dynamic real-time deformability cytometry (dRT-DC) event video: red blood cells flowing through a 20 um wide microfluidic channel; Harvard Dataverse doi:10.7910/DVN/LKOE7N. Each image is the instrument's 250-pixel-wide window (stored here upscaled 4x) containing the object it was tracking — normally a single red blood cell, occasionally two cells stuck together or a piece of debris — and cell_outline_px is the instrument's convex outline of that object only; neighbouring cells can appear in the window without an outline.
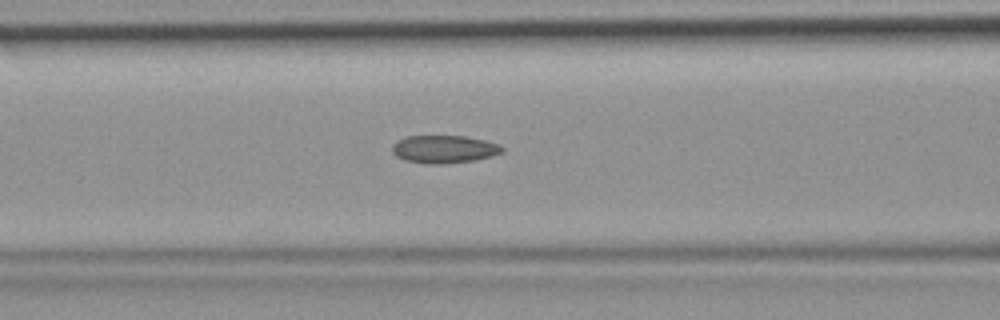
{"species": "common noctule bat (a hibernating species)", "species_latin": "Nyctalus noctula", "temperature_condition": "room temperature", "stored_images_in_passage": 35, "camera_frame_rate_fps": 3000, "um_per_image_px": 0.085, "animal": {"sex": "female", "body_mass_g": 19.9}, "frame": {"image": 1, "passage_image": 14, "time_ms": 4.333, "image_size_px": [1000, 320], "cell_outline_px": [[504, 148], [500, 152], [488, 156], [472, 160], [436, 164], [432, 164], [408, 160], [396, 156], [392, 152], [392, 144], [396, 140], [404, 136], [464, 136], [484, 140], [496, 144]], "centroid_in_image_um": [37.66, 12.65], "position_along_channel_um": 128.9, "area_um2": 17.34}}
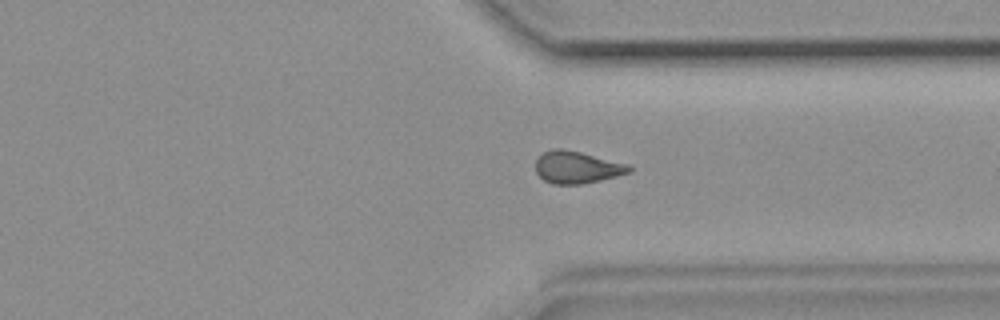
{"frame": {"image": 2, "passage_image": 30, "time_ms": 9.667, "image_size_px": [1000, 320], "cell_outline_px": [[632, 172], [600, 180], [580, 184], [552, 184], [544, 180], [536, 172], [536, 160], [544, 152], [552, 148], [564, 148], [628, 164], [632, 168]], "centroid_in_image_um": [49.03, 14.21], "position_along_channel_um": 362.4, "area_um2": 17.46}}
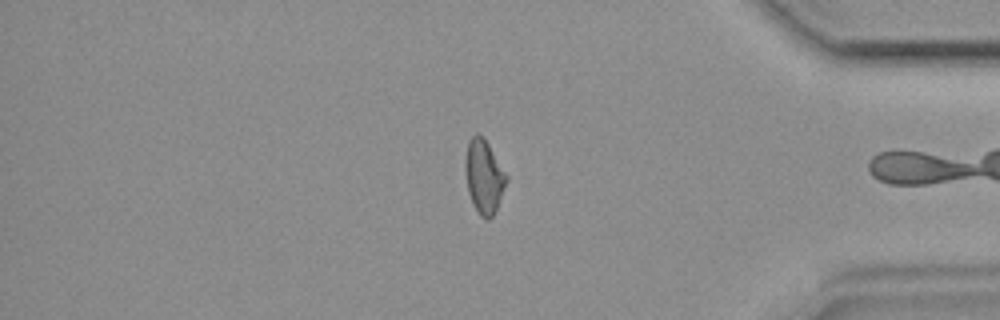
{"frame": {"image": 3, "passage_image": 34, "time_ms": 11.0, "image_size_px": [1000, 320], "cell_outline_px": [[508, 180], [496, 208], [492, 216], [488, 220], [480, 216], [472, 204], [468, 192], [464, 172], [464, 168], [468, 140], [476, 132], [484, 136], [508, 176]], "centroid_in_image_um": [41.12, 14.97], "position_along_channel_um": 394.1, "area_um2": 17.86}}